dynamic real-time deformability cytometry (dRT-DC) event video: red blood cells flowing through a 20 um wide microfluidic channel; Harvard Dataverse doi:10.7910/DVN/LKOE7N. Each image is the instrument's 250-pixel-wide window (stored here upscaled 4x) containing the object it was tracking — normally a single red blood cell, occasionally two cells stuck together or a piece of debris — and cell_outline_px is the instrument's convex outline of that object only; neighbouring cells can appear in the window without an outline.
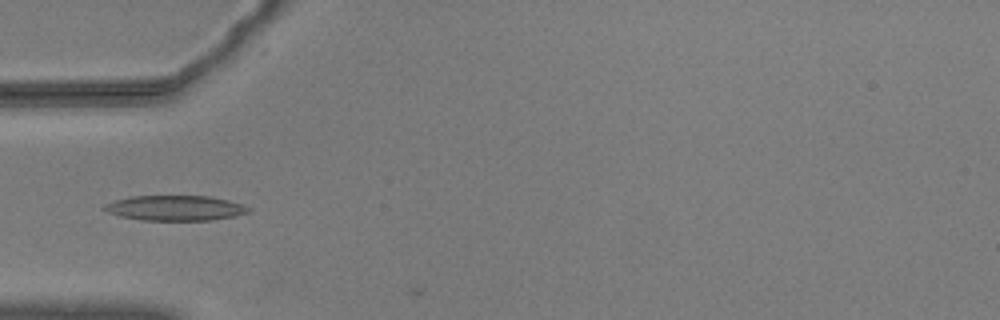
{"species": "common noctule bat (a hibernating species)", "species_latin": "Nyctalus noctula", "temperature_condition": "warm", "stored_images_in_passage": 3, "camera_frame_rate_fps": 3000, "um_per_image_px": 0.085, "animal": {"sex": "male", "body_mass_g": 20.5, "forearm_length_mm": 52.5}, "frame": {"image": 1, "passage_image": 1, "time_ms": 0.0, "image_size_px": [1000, 320], "cell_outline_px": [[252, 208], [248, 212], [236, 216], [212, 220], [144, 220], [120, 216], [108, 212], [100, 208], [104, 204], [116, 200], [132, 196], [208, 196], [228, 200], [244, 204]], "centroid_in_image_um": [14.91, 17.68], "position_along_channel_um": 70.1, "area_um2": 21.15}}